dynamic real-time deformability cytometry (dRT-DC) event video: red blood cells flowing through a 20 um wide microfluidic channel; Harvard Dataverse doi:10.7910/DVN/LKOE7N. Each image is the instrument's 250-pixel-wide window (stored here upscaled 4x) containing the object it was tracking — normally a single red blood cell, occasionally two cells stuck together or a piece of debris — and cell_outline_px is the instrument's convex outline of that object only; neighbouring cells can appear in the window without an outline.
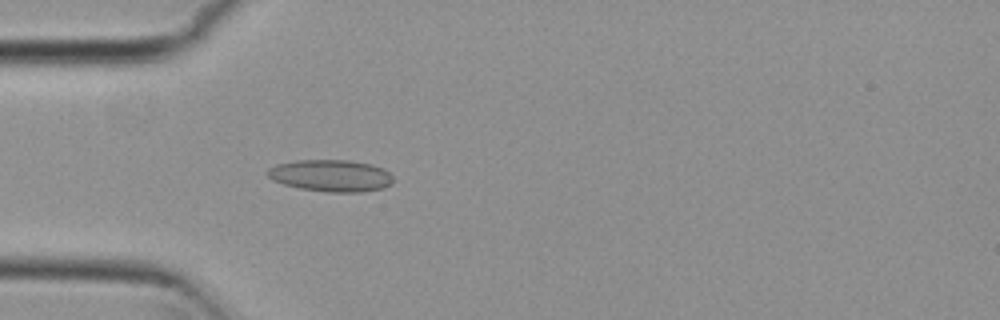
{"species": "common noctule bat (a hibernating species)", "species_latin": "Nyctalus noctula", "temperature_condition": "cold", "stored_images_in_passage": 49, "camera_frame_rate_fps": 3000, "um_per_image_px": 0.085, "animal": {"sex": "female", "body_mass_g": 29.2, "forearm_length_mm": 56.3}, "frame": {"image": 1, "passage_image": 10, "time_ms": 3.0, "image_size_px": [1000, 320], "cell_outline_px": [[392, 184], [384, 188], [360, 192], [328, 192], [300, 188], [284, 184], [272, 180], [264, 172], [268, 168], [276, 164], [296, 160], [348, 160], [372, 164], [384, 168], [392, 176]], "centroid_in_image_um": [28.11, 14.92], "position_along_channel_um": 56.9, "area_um2": 23.52}}
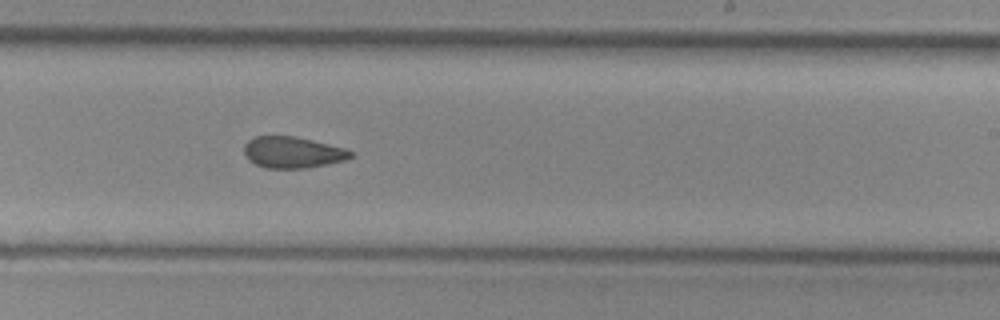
{"frame": {"image": 2, "passage_image": 27, "time_ms": 8.667, "image_size_px": [1000, 320], "cell_outline_px": [[356, 152], [352, 156], [344, 160], [304, 168], [264, 168], [248, 160], [244, 152], [244, 144], [248, 140], [256, 136], [296, 136], [344, 148]], "centroid_in_image_um": [24.85, 12.94], "position_along_channel_um": 264.2, "area_um2": 19.36}}
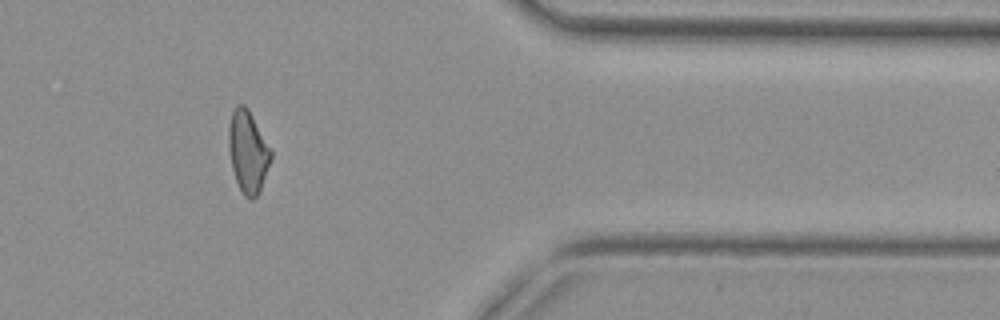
{"frame": {"image": 3, "passage_image": 39, "time_ms": 12.667, "image_size_px": [1000, 320], "cell_outline_px": [[272, 160], [260, 192], [252, 200], [248, 200], [244, 196], [236, 180], [232, 168], [228, 148], [228, 128], [232, 112], [236, 104], [244, 104], [248, 108], [272, 152]], "centroid_in_image_um": [21.07, 12.91], "position_along_channel_um": 390.3, "area_um2": 20.35}, "authors_computed_cell_mechanics": {"area_um2": 20.3456, "velocity_mm_per_s": 3.7421, "shape_relaxation_time_tau1_ms": null, "shape_relaxation_time_tau2_ms": 3.6985, "deformation_change_tau1": null, "deformation_change_tau2": 0.1089}}